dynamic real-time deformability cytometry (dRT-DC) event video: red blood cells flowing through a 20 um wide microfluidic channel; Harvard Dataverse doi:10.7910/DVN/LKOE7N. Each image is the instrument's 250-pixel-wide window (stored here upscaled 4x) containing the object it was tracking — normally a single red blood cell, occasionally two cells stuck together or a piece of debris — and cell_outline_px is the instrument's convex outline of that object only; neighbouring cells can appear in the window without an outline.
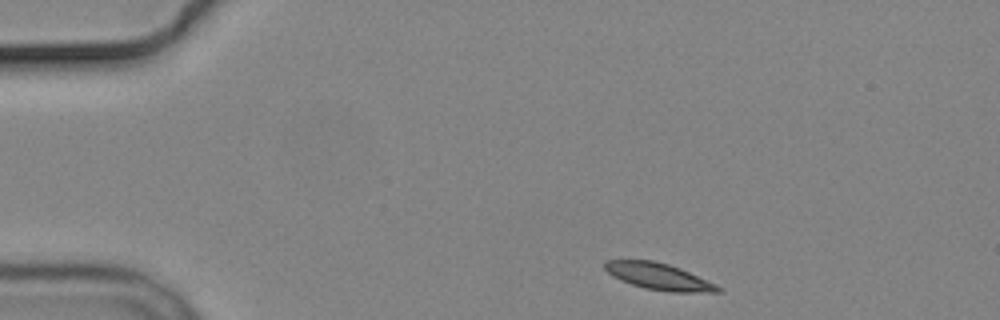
{"species": "common noctule bat (a hibernating species)", "species_latin": "Nyctalus noctula", "temperature_condition": "cold", "stored_images_in_passage": 3, "camera_frame_rate_fps": 3000, "um_per_image_px": 0.085, "animal": {"sex": "male", "body_mass_g": 19.2, "forearm_length_mm": 51.8}, "frame": {"image": 1, "passage_image": 1, "time_ms": 0.0, "image_size_px": [1000, 320], "cell_outline_px": [[724, 292], [668, 292], [644, 288], [620, 280], [612, 276], [604, 268], [604, 260], [652, 260], [668, 264], [680, 268], [716, 284], [724, 288]], "centroid_in_image_um": [56.01, 23.51], "position_along_channel_um": 29.0, "area_um2": 17.63}}